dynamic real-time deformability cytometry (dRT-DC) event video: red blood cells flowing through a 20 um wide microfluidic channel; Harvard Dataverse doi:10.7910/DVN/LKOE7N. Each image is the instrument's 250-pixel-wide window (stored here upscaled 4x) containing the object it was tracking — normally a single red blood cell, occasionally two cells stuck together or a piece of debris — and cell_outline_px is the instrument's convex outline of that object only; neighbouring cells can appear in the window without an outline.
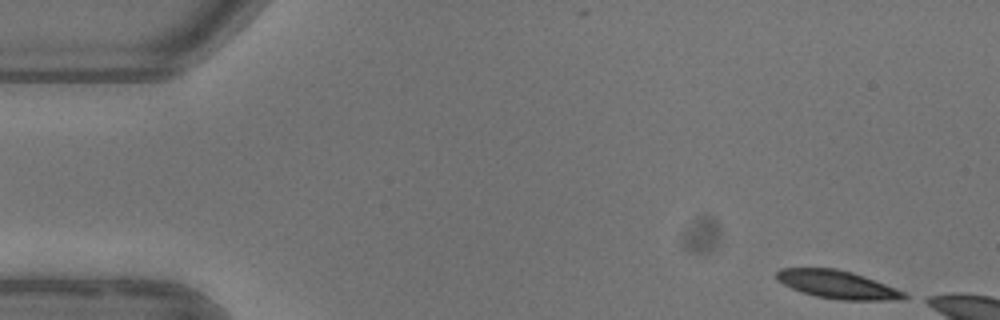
{"species": "common noctule bat (a hibernating species)", "species_latin": "Nyctalus noctula", "temperature_condition": "warm", "stored_images_in_passage": 5, "camera_frame_rate_fps": 3000, "um_per_image_px": 0.085, "animal": {"sex": "female"}, "frame": {"image": 1, "passage_image": 1, "time_ms": 0.0, "image_size_px": [1000, 320], "cell_outline_px": [[912, 296], [908, 300], [840, 300], [816, 296], [792, 288], [776, 280], [776, 272], [780, 268], [836, 268], [852, 272], [864, 276], [896, 288]], "centroid_in_image_um": [71.24, 24.19], "position_along_channel_um": 13.8, "area_um2": 20.98}}